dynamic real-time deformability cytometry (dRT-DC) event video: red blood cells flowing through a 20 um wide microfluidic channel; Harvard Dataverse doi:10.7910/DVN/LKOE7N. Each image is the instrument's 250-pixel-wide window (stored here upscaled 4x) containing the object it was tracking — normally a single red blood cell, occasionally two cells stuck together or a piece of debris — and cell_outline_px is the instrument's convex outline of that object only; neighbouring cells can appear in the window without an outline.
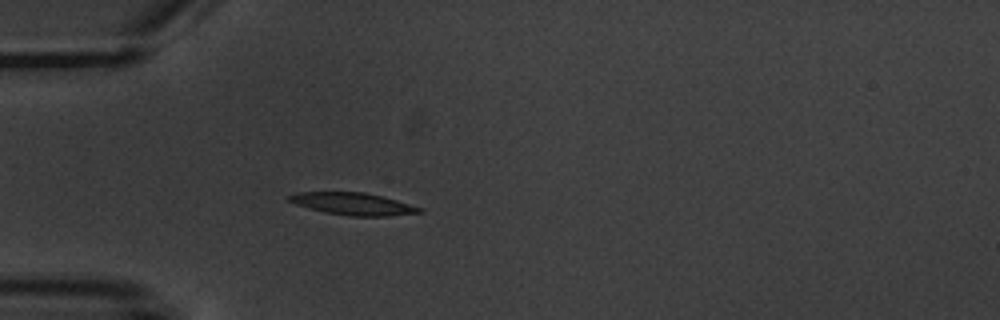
{"species": "common noctule bat (a hibernating species)", "species_latin": "Nyctalus noctula", "temperature_condition": "warm", "stored_images_in_passage": 4, "camera_frame_rate_fps": 3000, "um_per_image_px": 0.085, "animal": {"sex": "male", "body_mass_g": 20.1, "forearm_length_mm": 53.5}, "frame": {"image": 1, "passage_image": 4, "time_ms": 4.333, "image_size_px": [1000, 320], "cell_outline_px": [[424, 212], [388, 216], [348, 216], [324, 212], [308, 208], [296, 204], [288, 200], [288, 196], [296, 192], [364, 192], [396, 200], [424, 208]], "centroid_in_image_um": [30.02, 17.33], "position_along_channel_um": 55.0, "area_um2": 16.88}}